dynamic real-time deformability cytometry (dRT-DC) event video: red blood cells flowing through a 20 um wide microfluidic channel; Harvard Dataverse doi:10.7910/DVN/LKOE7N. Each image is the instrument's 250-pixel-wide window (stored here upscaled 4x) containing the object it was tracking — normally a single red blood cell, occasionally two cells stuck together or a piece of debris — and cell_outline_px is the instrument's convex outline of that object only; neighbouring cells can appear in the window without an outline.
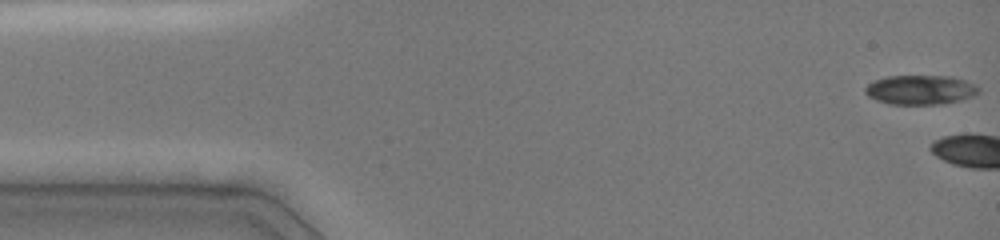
{"species": "common noctule bat (a hibernating species)", "species_latin": "Nyctalus noctula", "temperature_condition": "cold", "stored_images_in_passage": 5, "camera_frame_rate_fps": 3000, "um_per_image_px": 0.085, "animal": {"sex": "female", "body_mass_g": 19.0, "forearm_length_mm": 51.5}, "frame": {"image": 1, "passage_image": 1, "time_ms": 0.0, "image_size_px": [1000, 240], "cell_outline_px": [[980, 92], [972, 96], [960, 100], [940, 104], [888, 104], [876, 100], [868, 96], [864, 92], [864, 88], [872, 80], [888, 76], [952, 76], [976, 84], [980, 88]], "centroid_in_image_um": [78.22, 7.63], "position_along_channel_um": 6.8, "area_um2": 19.59}}